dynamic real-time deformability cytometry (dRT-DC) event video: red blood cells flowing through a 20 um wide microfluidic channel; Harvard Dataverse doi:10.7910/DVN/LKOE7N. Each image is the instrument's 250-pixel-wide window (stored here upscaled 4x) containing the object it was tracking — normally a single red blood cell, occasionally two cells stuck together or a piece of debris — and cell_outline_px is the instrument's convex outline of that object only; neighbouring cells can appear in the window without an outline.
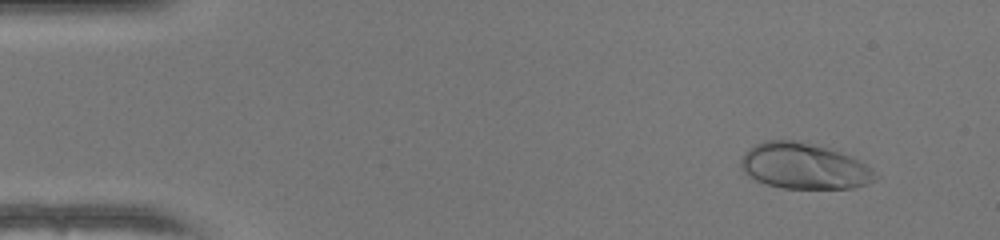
{"species": "human", "species_latin": "Homo sapiens", "temperature_condition": "warm", "stored_images_in_passage": 51, "camera_frame_rate_fps": 3000, "um_per_image_px": 0.085, "donor": {"sex": "female"}, "frame": {"image": 1, "passage_image": 5, "time_ms": 1.333, "image_size_px": [1000, 240], "cell_outline_px": [[880, 176], [876, 180], [868, 184], [852, 188], [784, 188], [768, 184], [756, 180], [748, 176], [740, 168], [740, 160], [744, 152], [748, 148], [764, 140], [800, 140], [840, 152], [852, 156], [872, 168]], "centroid_in_image_um": [68.35, 14.11], "position_along_channel_um": 16.6, "area_um2": 36.24}}
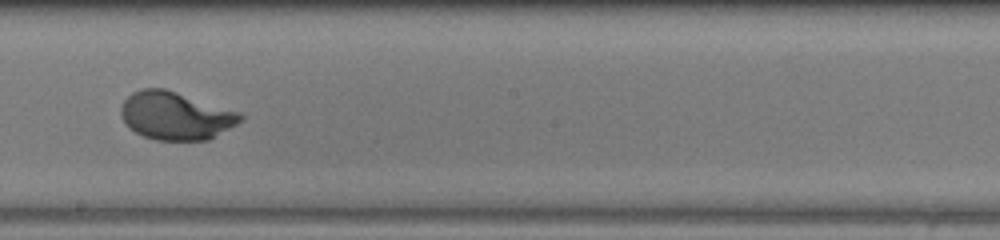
{"frame": {"image": 2, "passage_image": 29, "time_ms": 9.333, "image_size_px": [1000, 240], "cell_outline_px": [[244, 116], [236, 124], [208, 140], [156, 140], [144, 136], [136, 132], [120, 116], [120, 108], [124, 100], [132, 92], [140, 88], [164, 88], [240, 112]], "centroid_in_image_um": [14.91, 9.83], "position_along_channel_um": 233.3, "area_um2": 33.06}}
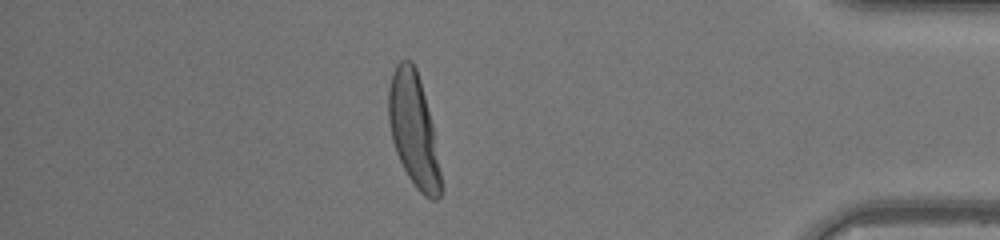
{"frame": {"image": 3, "passage_image": 44, "time_ms": 14.333, "image_size_px": [1000, 240], "cell_outline_px": [[440, 196], [436, 200], [432, 200], [424, 196], [416, 188], [408, 176], [396, 152], [392, 140], [388, 120], [388, 88], [392, 72], [396, 64], [400, 60], [412, 60], [416, 68], [420, 80], [432, 124], [440, 172]], "centroid_in_image_um": [35.12, 11.0], "position_along_channel_um": 400.1, "area_um2": 34.1}, "authors_computed_cell_mechanics": {"area_um2": 33.4662, "velocity_mm_per_s": 4.128, "shape_relaxation_time_tau1_ms": 2.6503, "shape_relaxation_time_tau2_ms": null, "deformation_change_tau1": 0.2031, "deformation_change_tau2": null}}